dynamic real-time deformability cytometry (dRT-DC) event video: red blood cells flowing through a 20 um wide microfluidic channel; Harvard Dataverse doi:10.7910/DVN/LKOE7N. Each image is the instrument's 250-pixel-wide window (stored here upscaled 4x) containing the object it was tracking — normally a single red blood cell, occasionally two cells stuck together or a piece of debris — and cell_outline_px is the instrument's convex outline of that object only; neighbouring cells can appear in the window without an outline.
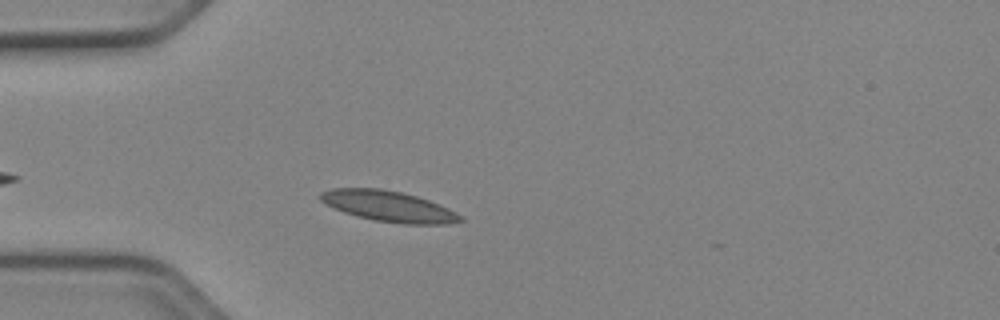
{"species": "Egyptian fruit bat (a non-hibernating species)", "species_latin": "Rousettus aegyptiacus", "temperature_condition": "cold", "stored_images_in_passage": 39, "camera_frame_rate_fps": 3000, "um_per_image_px": 0.085, "animal": {"sex": "female"}, "frame": {"image": 1, "passage_image": 5, "time_ms": 1.333, "image_size_px": [1000, 320], "cell_outline_px": [[464, 220], [448, 224], [404, 224], [372, 220], [356, 216], [344, 212], [320, 200], [320, 192], [332, 188], [380, 188], [400, 192], [416, 196], [428, 200], [448, 208], [456, 212]], "centroid_in_image_um": [33.03, 17.53], "position_along_channel_um": 52.0, "area_um2": 24.85}}
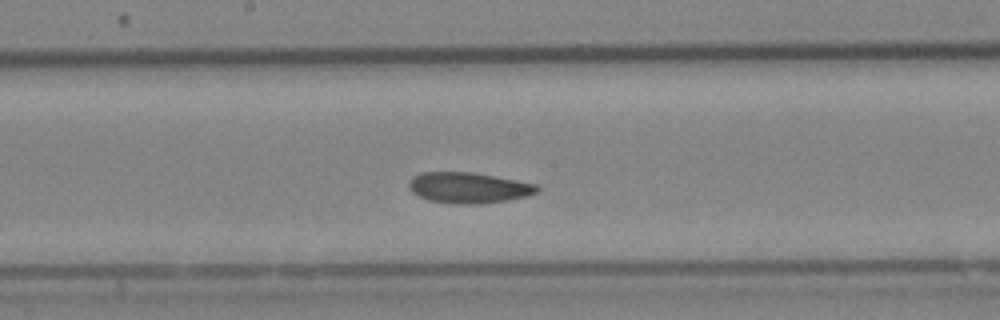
{"frame": {"image": 2, "passage_image": 18, "time_ms": 5.667, "image_size_px": [1000, 320], "cell_outline_px": [[540, 188], [536, 192], [528, 196], [508, 200], [480, 204], [456, 204], [428, 200], [412, 192], [408, 188], [408, 180], [412, 176], [420, 172], [472, 172], [516, 180], [536, 184]], "centroid_in_image_um": [39.79, 15.95], "position_along_channel_um": 208.4, "area_um2": 23.12}}
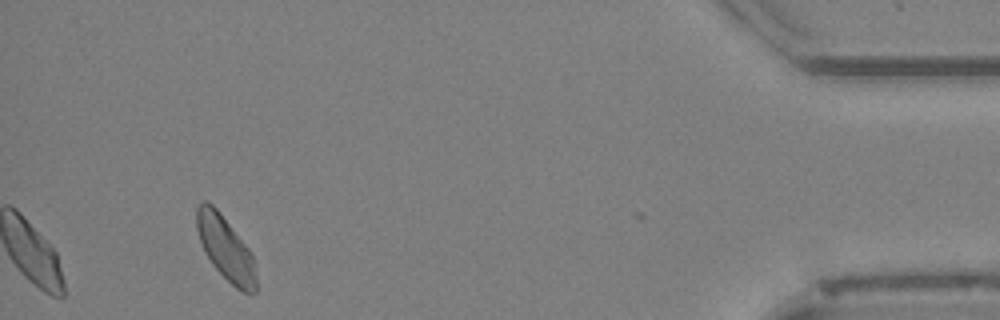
{"frame": {"image": 3, "passage_image": 39, "time_ms": 12.667, "image_size_px": [1000, 320], "cell_outline_px": [[256, 292], [244, 292], [236, 288], [212, 264], [204, 252], [196, 228], [196, 208], [204, 200], [212, 204], [220, 212], [248, 248], [252, 256], [256, 280]], "centroid_in_image_um": [19.14, 21.08], "position_along_channel_um": 416.1, "area_um2": 21.68}, "authors_computed_cell_mechanics": {"area_um2": 23.0044, "velocity_mm_per_s": 3.8866, "shape_relaxation_time_tau1_ms": 5.3083, "shape_relaxation_time_tau2_ms": 4.6876, "deformation_change_tau1": 0.0975, "deformation_change_tau2": 0.073}}